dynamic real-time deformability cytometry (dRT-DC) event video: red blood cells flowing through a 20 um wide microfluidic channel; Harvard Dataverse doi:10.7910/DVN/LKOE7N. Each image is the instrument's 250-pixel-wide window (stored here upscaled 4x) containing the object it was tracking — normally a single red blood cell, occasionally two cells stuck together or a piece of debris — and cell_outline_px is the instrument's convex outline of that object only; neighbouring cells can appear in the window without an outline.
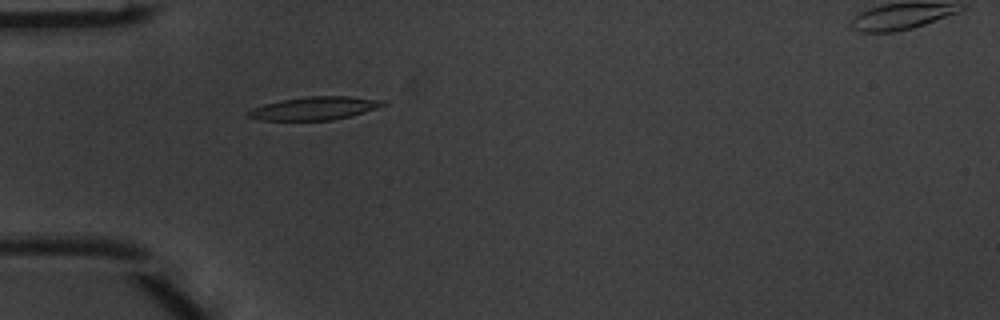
{"species": "common noctule bat (a hibernating species)", "species_latin": "Nyctalus noctula", "temperature_condition": "warm", "stored_images_in_passage": 2, "camera_frame_rate_fps": 3000, "um_per_image_px": 0.085, "animal": {"sex": "male", "body_mass_g": 20.1, "forearm_length_mm": 53.5}, "frame": {"image": 1, "passage_image": 2, "time_ms": 0.333, "image_size_px": [1000, 320], "cell_outline_px": [[388, 104], [352, 116], [332, 120], [260, 120], [244, 116], [252, 108], [264, 104], [284, 100], [308, 96], [348, 96], [384, 100]], "centroid_in_image_um": [26.74, 9.21], "position_along_channel_um": 58.3, "area_um2": 18.15}}